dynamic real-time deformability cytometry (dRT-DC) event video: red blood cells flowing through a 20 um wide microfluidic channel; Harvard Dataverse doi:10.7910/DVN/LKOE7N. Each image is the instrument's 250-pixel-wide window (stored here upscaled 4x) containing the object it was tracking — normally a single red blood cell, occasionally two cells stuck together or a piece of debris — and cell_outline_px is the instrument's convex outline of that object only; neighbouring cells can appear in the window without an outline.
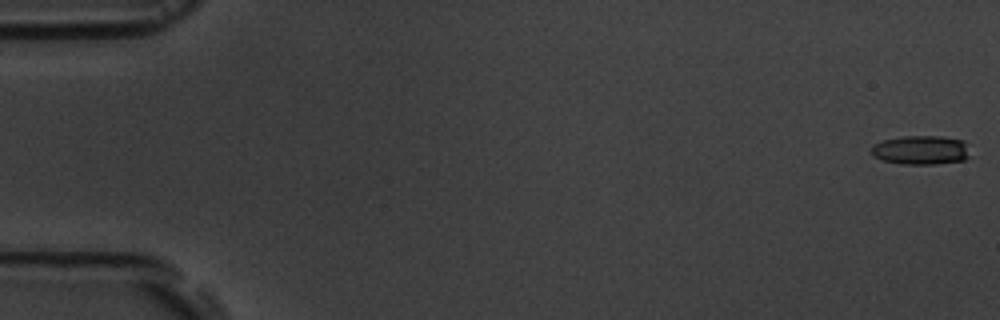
{"species": "common noctule bat (a hibernating species)", "species_latin": "Nyctalus noctula", "temperature_condition": "room temperature", "stored_images_in_passage": 6, "camera_frame_rate_fps": 3000, "um_per_image_px": 0.085, "animal": {"sex": "male", "body_mass_g": 19.5, "forearm_length_mm": 54.6}, "frame": {"image": 1, "passage_image": 1, "time_ms": 0.0, "image_size_px": [1000, 320], "cell_outline_px": [[968, 156], [964, 160], [936, 164], [900, 164], [884, 160], [872, 156], [872, 144], [884, 140], [904, 136], [944, 136], [964, 140]], "centroid_in_image_um": [78.26, 12.75], "position_along_channel_um": 6.7, "area_um2": 16.65}}
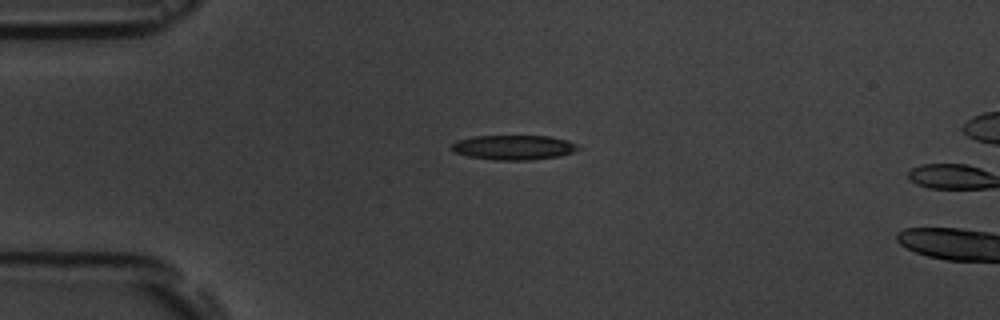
{"frame": {"image": 2, "passage_image": 5, "time_ms": 4.333, "image_size_px": [1000, 320], "cell_outline_px": [[584, 148], [560, 156], [528, 160], [492, 160], [468, 156], [452, 152], [452, 144], [456, 140], [472, 136], [552, 136], [568, 140], [580, 144]], "centroid_in_image_um": [43.71, 12.52], "position_along_channel_um": 41.3, "area_um2": 18.55}}